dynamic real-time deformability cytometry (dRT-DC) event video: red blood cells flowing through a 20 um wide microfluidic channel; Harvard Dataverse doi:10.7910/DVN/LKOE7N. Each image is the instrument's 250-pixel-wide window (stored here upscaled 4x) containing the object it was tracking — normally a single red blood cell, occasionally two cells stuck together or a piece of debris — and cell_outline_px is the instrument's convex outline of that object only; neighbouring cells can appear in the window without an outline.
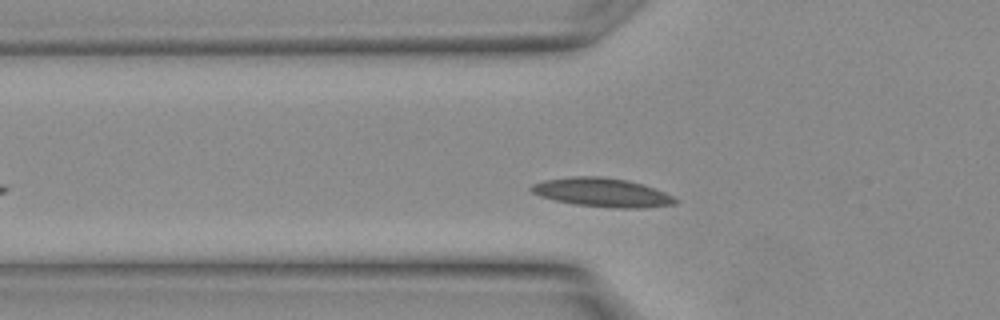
{"species": "Egyptian fruit bat (a non-hibernating species)", "species_latin": "Rousettus aegyptiacus", "temperature_condition": "warm", "stored_images_in_passage": 7, "camera_frame_rate_fps": 3000, "um_per_image_px": 0.085, "animal": {"sex": "female"}, "frame": {"image": 1, "passage_image": 4, "time_ms": 1.0, "image_size_px": [1000, 320], "cell_outline_px": [[680, 200], [676, 204], [644, 208], [612, 208], [576, 204], [556, 200], [540, 196], [532, 192], [528, 188], [532, 184], [544, 180], [572, 176], [600, 176], [628, 180], [664, 192]], "centroid_in_image_um": [51.18, 16.36], "position_along_channel_um": 74.6, "area_um2": 24.1}}
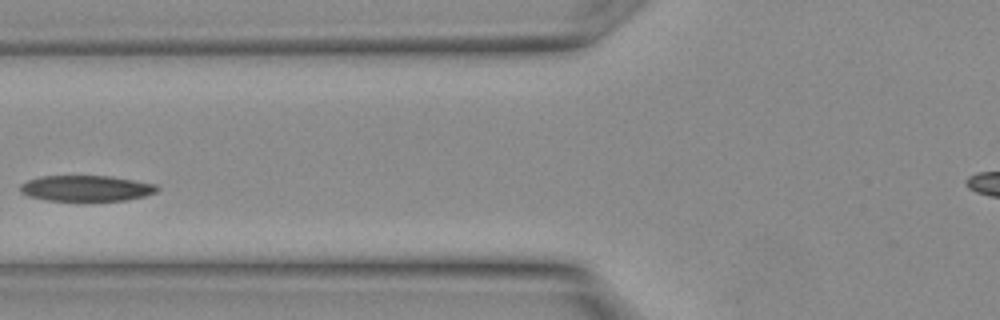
{"frame": {"image": 2, "passage_image": 6, "time_ms": 1.667, "image_size_px": [1000, 320], "cell_outline_px": [[160, 188], [156, 192], [144, 196], [128, 200], [48, 200], [28, 196], [20, 192], [20, 184], [28, 180], [40, 176], [112, 176], [156, 184]], "centroid_in_image_um": [7.34, 15.99], "position_along_channel_um": 118.5, "area_um2": 20.52}}